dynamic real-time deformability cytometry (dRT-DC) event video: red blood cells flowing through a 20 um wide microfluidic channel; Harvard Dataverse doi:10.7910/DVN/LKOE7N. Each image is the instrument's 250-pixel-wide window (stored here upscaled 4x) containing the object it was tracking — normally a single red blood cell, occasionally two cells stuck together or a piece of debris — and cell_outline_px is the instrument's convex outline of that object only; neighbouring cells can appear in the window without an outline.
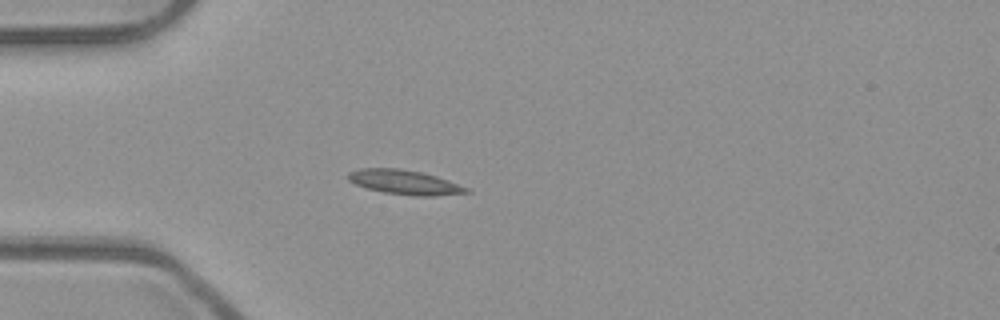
{"species": "common noctule bat (a hibernating species)", "species_latin": "Nyctalus noctula", "temperature_condition": "room temperature", "stored_images_in_passage": 39, "camera_frame_rate_fps": 3000, "um_per_image_px": 0.085, "animal": {"sex": "male", "body_mass_g": 23.1, "forearm_length_mm": 52.7}, "frame": {"image": 1, "passage_image": 1, "time_ms": 0.0, "image_size_px": [1000, 320], "cell_outline_px": [[472, 192], [436, 196], [412, 196], [384, 192], [368, 188], [356, 184], [348, 180], [348, 172], [360, 168], [400, 168], [420, 172], [436, 176], [448, 180], [468, 188]], "centroid_in_image_um": [34.4, 15.49], "position_along_channel_um": 50.6, "area_um2": 16.82}}
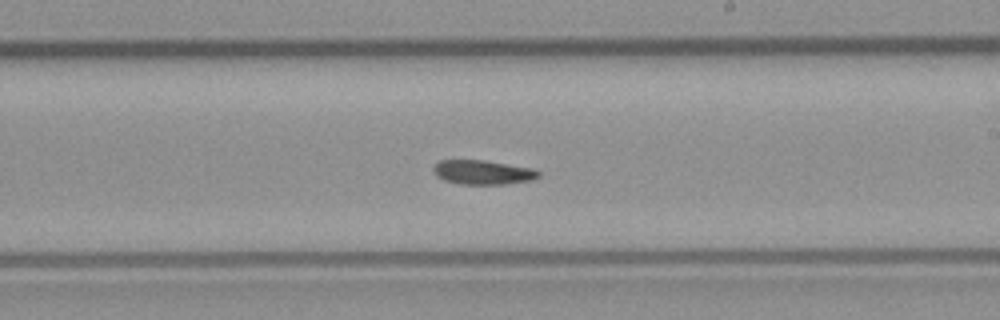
{"frame": {"image": 2, "passage_image": 17, "time_ms": 5.333, "image_size_px": [1000, 320], "cell_outline_px": [[540, 176], [532, 180], [504, 184], [460, 184], [444, 180], [436, 176], [432, 172], [432, 168], [440, 160], [484, 160], [532, 168], [540, 172]], "centroid_in_image_um": [41.02, 14.64], "position_along_channel_um": 248.0, "area_um2": 14.91}}
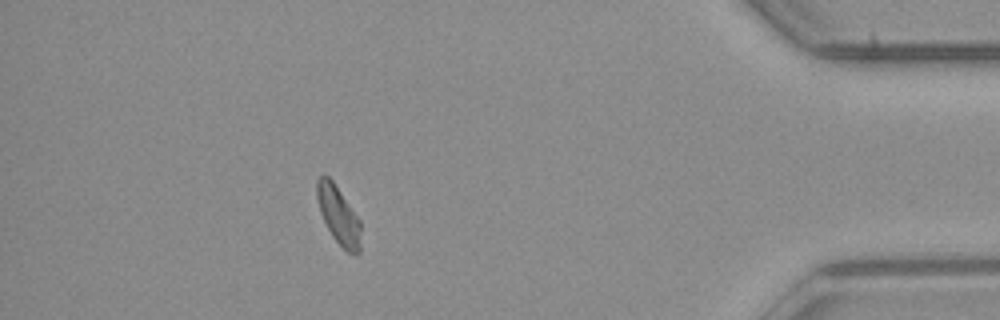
{"frame": {"image": 3, "passage_image": 33, "time_ms": 10.667, "image_size_px": [1000, 320], "cell_outline_px": [[360, 252], [356, 256], [348, 252], [332, 236], [320, 212], [316, 196], [316, 180], [324, 172], [332, 180], [360, 220]], "centroid_in_image_um": [28.76, 18.27], "position_along_channel_um": 406.4, "area_um2": 14.74}, "authors_computed_cell_mechanics": {"area_um2": 15.2592, "velocity_mm_per_s": 3.9238, "shape_relaxation_time_tau1_ms": 3.2778, "shape_relaxation_time_tau2_ms": 5.352, "deformation_change_tau1": 0.1099, "deformation_change_tau2": 0.1076}}